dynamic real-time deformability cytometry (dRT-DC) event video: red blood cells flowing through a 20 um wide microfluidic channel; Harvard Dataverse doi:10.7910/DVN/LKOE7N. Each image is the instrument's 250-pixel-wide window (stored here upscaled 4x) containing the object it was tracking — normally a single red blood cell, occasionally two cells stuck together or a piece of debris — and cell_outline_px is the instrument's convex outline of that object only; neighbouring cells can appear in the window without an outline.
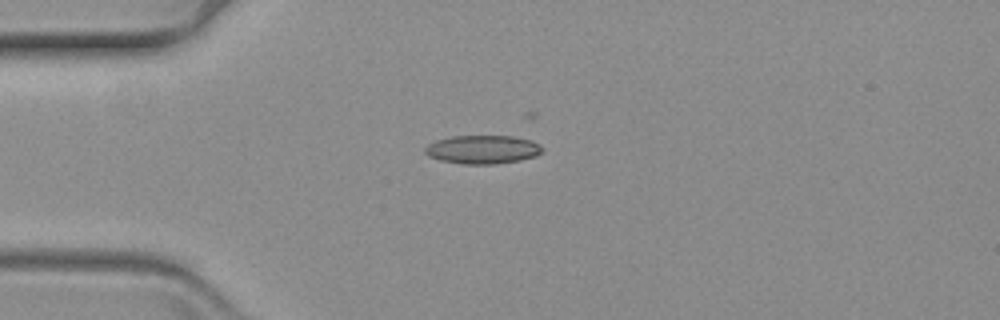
{"species": "common noctule bat (a hibernating species)", "species_latin": "Nyctalus noctula", "temperature_condition": "warm", "stored_images_in_passage": 19, "camera_frame_rate_fps": 3000, "um_per_image_px": 0.085, "animal": {"sex": "female", "body_mass_g": 19.3, "forearm_length_mm": 54.1}, "frame": {"image": 1, "passage_image": 16, "time_ms": 5.0, "image_size_px": [1000, 320], "cell_outline_px": [[544, 148], [536, 156], [520, 160], [492, 164], [464, 164], [440, 160], [428, 156], [424, 152], [424, 148], [428, 144], [436, 140], [452, 136], [512, 136], [532, 140], [540, 144]], "centroid_in_image_um": [41.02, 12.7], "position_along_channel_um": 44.0, "area_um2": 19.54}}